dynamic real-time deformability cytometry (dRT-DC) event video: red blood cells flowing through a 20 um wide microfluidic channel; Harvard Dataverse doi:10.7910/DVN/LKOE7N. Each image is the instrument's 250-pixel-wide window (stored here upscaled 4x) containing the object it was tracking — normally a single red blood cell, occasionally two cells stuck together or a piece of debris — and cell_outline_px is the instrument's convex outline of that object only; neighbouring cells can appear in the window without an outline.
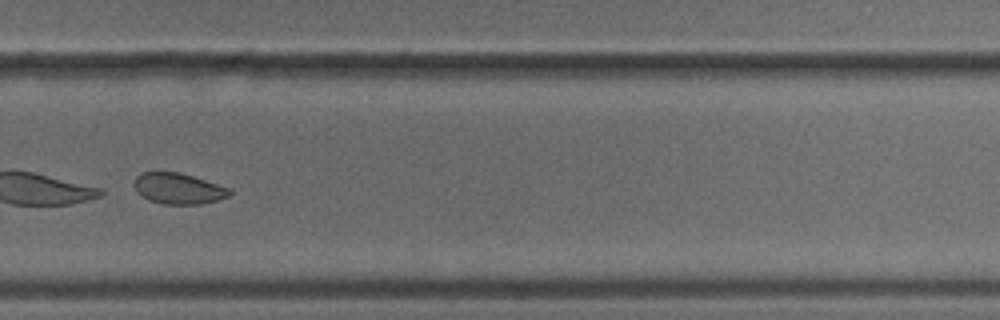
{"species": "common noctule bat (a hibernating species)", "species_latin": "Nyctalus noctula", "temperature_condition": "cold", "stored_images_in_passage": 52, "camera_frame_rate_fps": 3000, "um_per_image_px": 0.085, "animal": {"sex": "male", "body_mass_g": 18.8}, "frame": {"image": 1, "passage_image": 37, "time_ms": 12.0, "image_size_px": [1000, 320], "cell_outline_px": [[232, 192], [228, 196], [216, 200], [200, 204], [164, 204], [148, 200], [136, 192], [132, 184], [136, 176], [140, 172], [180, 172], [232, 188]], "centroid_in_image_um": [15.13, 16.02], "position_along_channel_um": 314.7, "area_um2": 17.4}}